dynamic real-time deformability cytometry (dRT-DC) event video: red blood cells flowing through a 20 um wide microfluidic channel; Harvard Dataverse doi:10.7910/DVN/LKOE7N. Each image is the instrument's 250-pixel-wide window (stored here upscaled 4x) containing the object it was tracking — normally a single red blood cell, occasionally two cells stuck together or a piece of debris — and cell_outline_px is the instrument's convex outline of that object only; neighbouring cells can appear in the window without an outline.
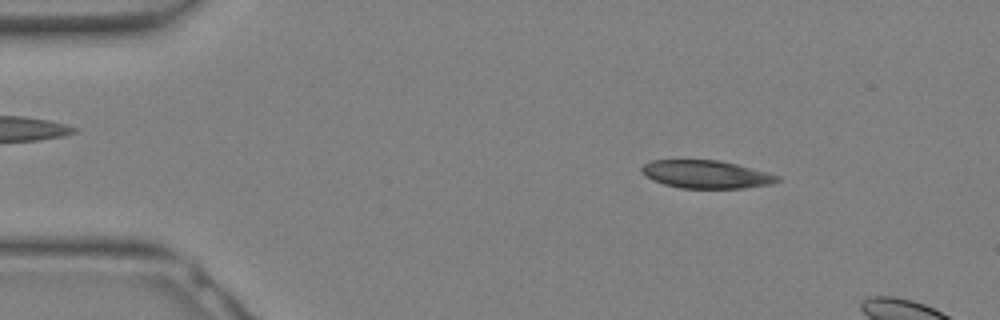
{"species": "Egyptian fruit bat (a non-hibernating species)", "species_latin": "Rousettus aegyptiacus", "temperature_condition": "warm", "stored_images_in_passage": 8, "camera_frame_rate_fps": 3000, "um_per_image_px": 0.085, "animal": {"sex": "female"}, "frame": {"image": 1, "passage_image": 4, "time_ms": 1.0, "image_size_px": [1000, 320], "cell_outline_px": [[780, 180], [772, 184], [744, 188], [680, 188], [664, 184], [652, 180], [644, 176], [640, 168], [644, 164], [652, 160], [720, 160], [768, 172], [780, 176]], "centroid_in_image_um": [60.02, 14.82], "position_along_channel_um": 25.0, "area_um2": 22.2}}